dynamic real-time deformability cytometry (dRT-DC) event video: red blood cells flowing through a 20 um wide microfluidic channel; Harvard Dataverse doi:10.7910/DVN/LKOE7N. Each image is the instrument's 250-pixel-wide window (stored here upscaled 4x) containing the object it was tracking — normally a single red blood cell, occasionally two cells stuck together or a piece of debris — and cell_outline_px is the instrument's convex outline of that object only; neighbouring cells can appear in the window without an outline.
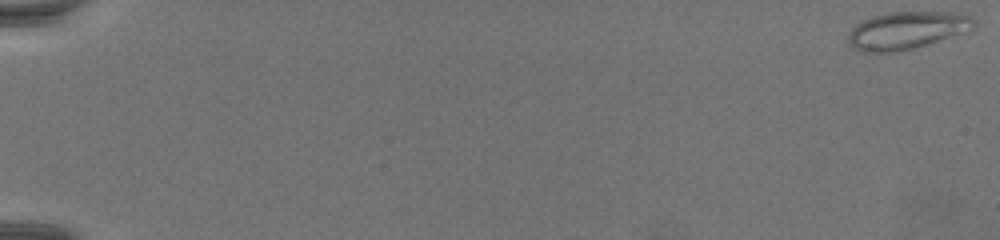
{"species": "common noctule bat (a hibernating species)", "species_latin": "Nyctalus noctula", "temperature_condition": "warm", "stored_images_in_passage": 71, "camera_frame_rate_fps": 3000, "um_per_image_px": 0.085, "animal": {"sex": "female", "body_mass_g": 19.5, "forearm_length_mm": 54.1}, "frame": {"image": 1, "passage_image": 1, "time_ms": 0.0, "image_size_px": [1000, 240], "cell_outline_px": [[976, 28], [968, 32], [912, 48], [896, 52], [864, 52], [852, 48], [848, 44], [848, 32], [856, 24], [872, 16], [892, 12], [956, 12], [972, 16], [976, 24]], "centroid_in_image_um": [77.1, 2.58], "position_along_channel_um": 7.9, "area_um2": 27.69}}
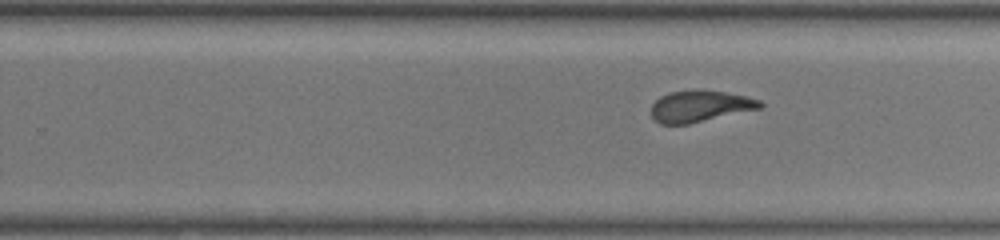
{"frame": {"image": 2, "passage_image": 47, "time_ms": 15.333, "image_size_px": [1000, 240], "cell_outline_px": [[764, 104], [760, 108], [688, 124], [660, 124], [652, 116], [652, 104], [660, 96], [668, 92], [692, 88], [724, 92], [744, 96], [760, 100]], "centroid_in_image_um": [59.46, 9.0], "position_along_channel_um": 270.3, "area_um2": 19.94}}
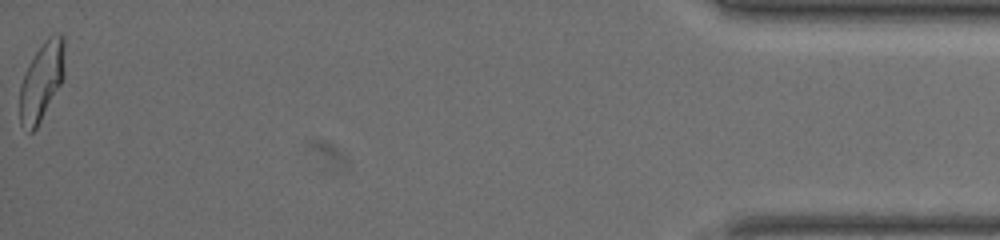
{"frame": {"image": 3, "passage_image": 71, "time_ms": 23.333, "image_size_px": [1000, 240], "cell_outline_px": [[64, 76], [60, 84], [36, 128], [32, 132], [28, 132], [20, 124], [20, 84], [28, 64], [44, 40], [52, 32], [60, 32], [64, 36]], "centroid_in_image_um": [3.54, 6.85], "position_along_channel_um": 431.7, "area_um2": 20.46}}